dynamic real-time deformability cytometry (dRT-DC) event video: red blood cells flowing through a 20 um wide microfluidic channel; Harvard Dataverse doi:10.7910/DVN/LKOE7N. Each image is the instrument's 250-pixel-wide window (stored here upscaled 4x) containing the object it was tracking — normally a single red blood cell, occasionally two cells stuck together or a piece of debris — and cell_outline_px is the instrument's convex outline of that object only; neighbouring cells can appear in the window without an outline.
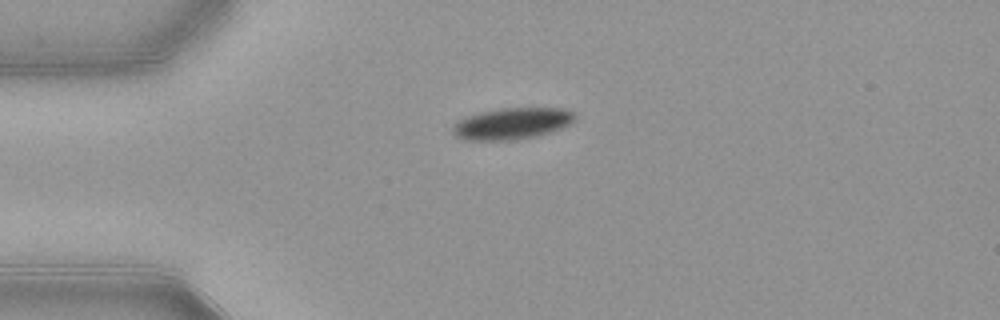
{"species": "common noctule bat (a hibernating species)", "species_latin": "Nyctalus noctula", "temperature_condition": "warm", "stored_images_in_passage": 41, "camera_frame_rate_fps": 3000, "um_per_image_px": 0.085, "animal": {"sex": "female", "body_mass_g": 21.9}, "frame": {"image": 1, "passage_image": 1, "time_ms": 0.0, "image_size_px": [1000, 320], "cell_outline_px": [[576, 116], [568, 124], [560, 128], [536, 136], [512, 140], [460, 140], [452, 132], [452, 124], [456, 120], [480, 112], [500, 108], [564, 108], [572, 112]], "centroid_in_image_um": [43.44, 10.5], "position_along_channel_um": 41.6, "area_um2": 22.37}}
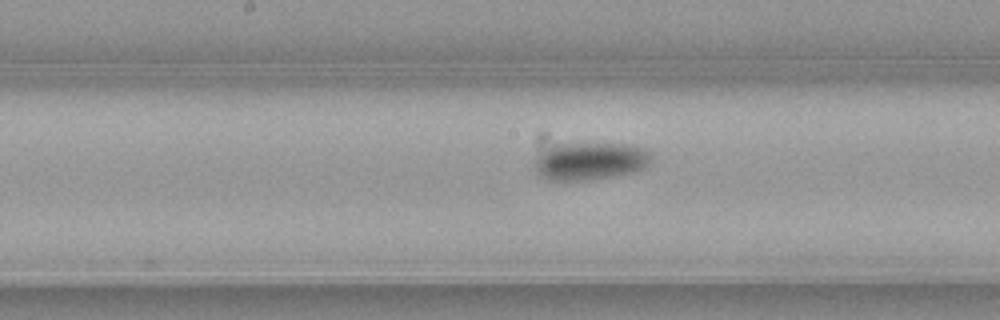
{"frame": {"image": 2, "passage_image": 15, "time_ms": 4.667, "image_size_px": [1000, 320], "cell_outline_px": [[652, 160], [644, 168], [632, 172], [612, 176], [588, 180], [548, 180], [540, 176], [536, 172], [532, 160], [532, 156], [536, 152], [556, 144], [632, 144], [644, 148], [652, 152]], "centroid_in_image_um": [50.1, 13.68], "position_along_channel_um": 198.1, "area_um2": 26.13}}
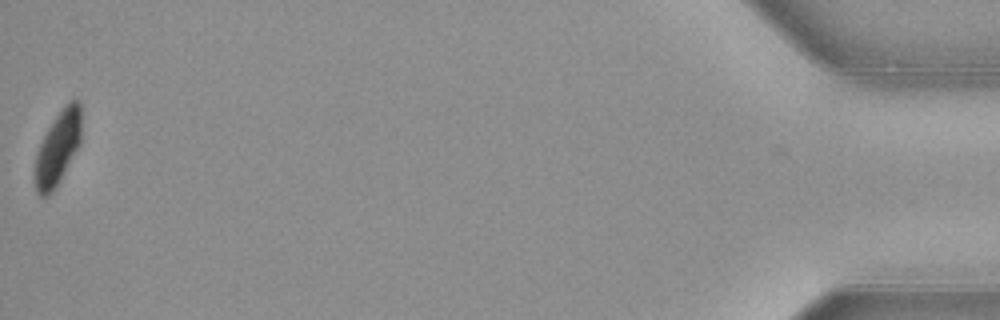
{"frame": {"image": 3, "passage_image": 41, "time_ms": 13.333, "image_size_px": [1000, 320], "cell_outline_px": [[80, 144], [60, 180], [52, 192], [48, 196], [40, 196], [36, 192], [36, 156], [40, 144], [48, 128], [64, 104], [68, 100], [80, 100]], "centroid_in_image_um": [4.93, 12.56], "position_along_channel_um": 430.3, "area_um2": 19.48}, "authors_computed_cell_mechanics": {"area_um2": 24.2182, "velocity_mm_per_s": 3.8743, "shape_relaxation_time_tau1_ms": 3.8317, "shape_relaxation_time_tau2_ms": 10.6501, "deformation_change_tau1": 0.115, "deformation_change_tau2": 0.0847}}